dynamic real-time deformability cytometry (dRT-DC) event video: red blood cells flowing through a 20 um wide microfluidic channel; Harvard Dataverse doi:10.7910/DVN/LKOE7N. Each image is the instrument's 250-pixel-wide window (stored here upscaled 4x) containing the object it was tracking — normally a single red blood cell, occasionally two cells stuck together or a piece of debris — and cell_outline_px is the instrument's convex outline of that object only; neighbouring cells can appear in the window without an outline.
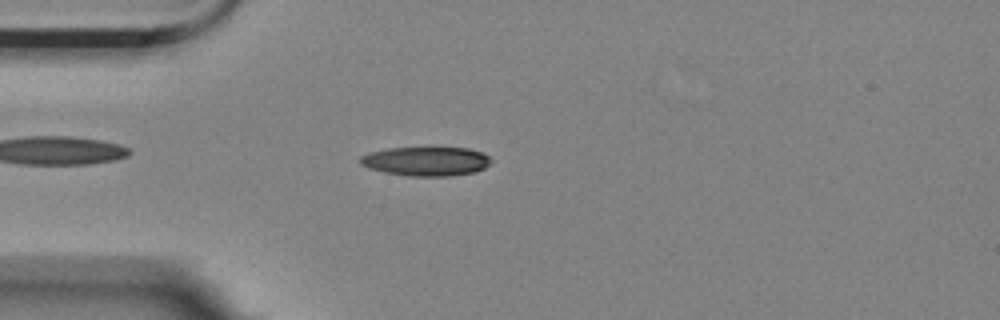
{"species": "Egyptian fruit bat (a non-hibernating species)", "species_latin": "Rousettus aegyptiacus", "temperature_condition": "room temperature", "stored_images_in_passage": 5, "camera_frame_rate_fps": 3000, "um_per_image_px": 0.085, "animal": {"sex": "female"}, "frame": {"image": 1, "passage_image": 4, "time_ms": 1.0, "image_size_px": [1000, 320], "cell_outline_px": [[492, 160], [484, 168], [476, 172], [452, 176], [408, 176], [384, 172], [368, 168], [360, 164], [360, 156], [368, 152], [388, 148], [432, 144], [468, 148], [484, 152]], "centroid_in_image_um": [36.23, 13.65], "position_along_channel_um": 48.8, "area_um2": 23.52}}